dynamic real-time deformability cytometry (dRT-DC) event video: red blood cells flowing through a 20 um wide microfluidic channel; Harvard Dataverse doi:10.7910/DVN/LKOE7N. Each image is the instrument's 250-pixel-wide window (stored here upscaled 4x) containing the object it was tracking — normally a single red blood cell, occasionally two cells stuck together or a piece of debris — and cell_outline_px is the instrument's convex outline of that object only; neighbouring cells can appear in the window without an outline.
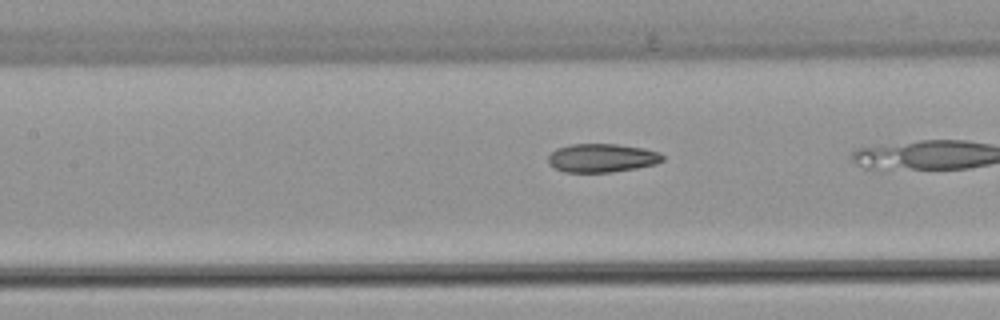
{"species": "common noctule bat (a hibernating species)", "species_latin": "Nyctalus noctula", "temperature_condition": "warm", "stored_images_in_passage": 32, "camera_frame_rate_fps": 3000, "um_per_image_px": 0.085, "animal": {"sex": "female", "body_mass_g": 22.7, "forearm_length_mm": 54.2}, "frame": {"image": 1, "passage_image": 19, "time_ms": 6.0, "image_size_px": [1000, 320], "cell_outline_px": [[664, 160], [656, 164], [636, 168], [612, 172], [564, 172], [552, 168], [548, 164], [548, 156], [556, 148], [572, 144], [616, 144], [644, 148], [660, 152], [664, 156]], "centroid_in_image_um": [51.15, 13.43], "position_along_channel_um": 156.2, "area_um2": 19.25}}